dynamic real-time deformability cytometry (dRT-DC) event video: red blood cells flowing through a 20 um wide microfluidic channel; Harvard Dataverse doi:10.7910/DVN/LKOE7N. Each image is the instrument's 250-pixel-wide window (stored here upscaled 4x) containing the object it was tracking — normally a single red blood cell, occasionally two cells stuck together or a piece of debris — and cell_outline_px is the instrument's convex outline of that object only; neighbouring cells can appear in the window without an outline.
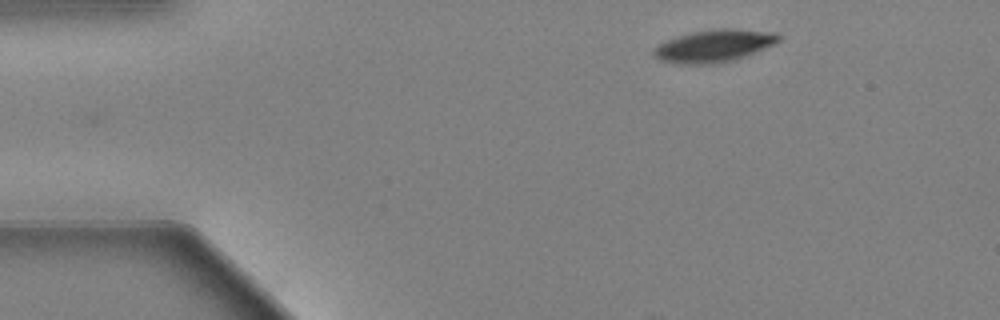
{"species": "Egyptian fruit bat (a non-hibernating species)", "species_latin": "Rousettus aegyptiacus", "temperature_condition": "warm", "stored_images_in_passage": 18, "camera_frame_rate_fps": 3000, "um_per_image_px": 0.085, "animal": {"sex": "female"}, "frame": {"image": 1, "passage_image": 1, "time_ms": 0.0, "image_size_px": [1000, 320], "cell_outline_px": [[780, 40], [772, 44], [736, 60], [712, 64], [684, 64], [660, 60], [652, 52], [660, 44], [668, 40], [692, 32], [720, 28], [736, 28], [776, 32], [780, 36]], "centroid_in_image_um": [60.73, 3.89], "position_along_channel_um": 24.3, "area_um2": 23.24}}
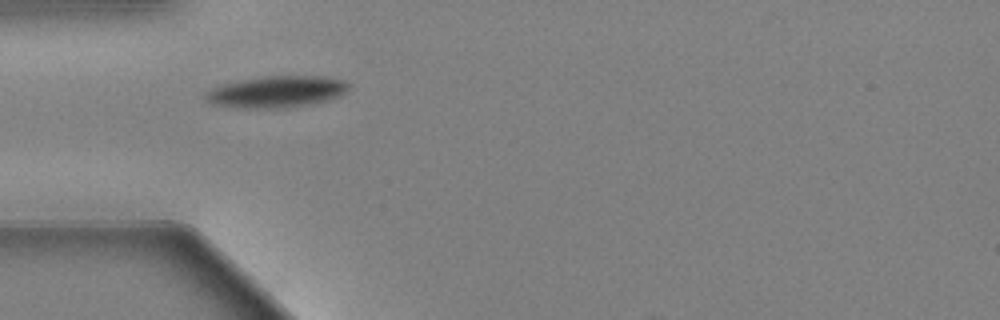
{"frame": {"image": 2, "passage_image": 10, "time_ms": 3.0, "image_size_px": [1000, 320], "cell_outline_px": [[348, 88], [340, 96], [328, 100], [308, 104], [284, 108], [236, 108], [216, 104], [208, 100], [204, 96], [204, 92], [212, 88], [224, 84], [244, 80], [268, 76], [324, 76], [340, 80], [348, 84]], "centroid_in_image_um": [23.5, 7.81], "position_along_channel_um": 61.5, "area_um2": 25.89}}
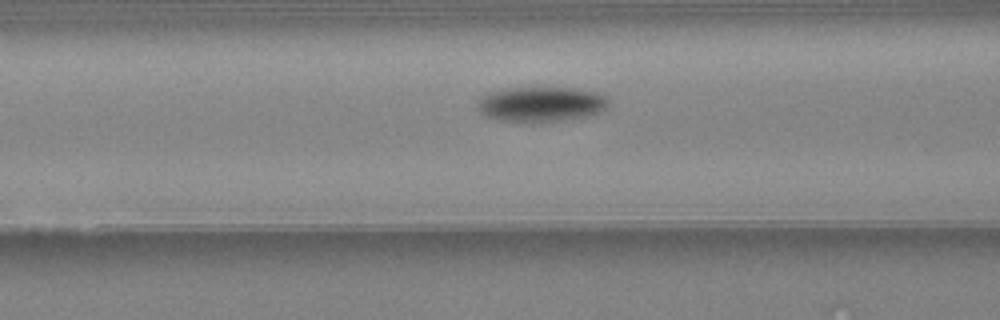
{"frame": {"image": 3, "passage_image": 15, "time_ms": 4.667, "image_size_px": [1000, 320], "cell_outline_px": [[608, 104], [604, 108], [596, 112], [580, 116], [556, 120], [500, 120], [488, 116], [480, 112], [480, 100], [484, 96], [496, 92], [516, 88], [560, 88], [592, 92], [600, 96]], "centroid_in_image_um": [45.94, 8.84], "position_along_channel_um": 120.7, "area_um2": 24.45}}